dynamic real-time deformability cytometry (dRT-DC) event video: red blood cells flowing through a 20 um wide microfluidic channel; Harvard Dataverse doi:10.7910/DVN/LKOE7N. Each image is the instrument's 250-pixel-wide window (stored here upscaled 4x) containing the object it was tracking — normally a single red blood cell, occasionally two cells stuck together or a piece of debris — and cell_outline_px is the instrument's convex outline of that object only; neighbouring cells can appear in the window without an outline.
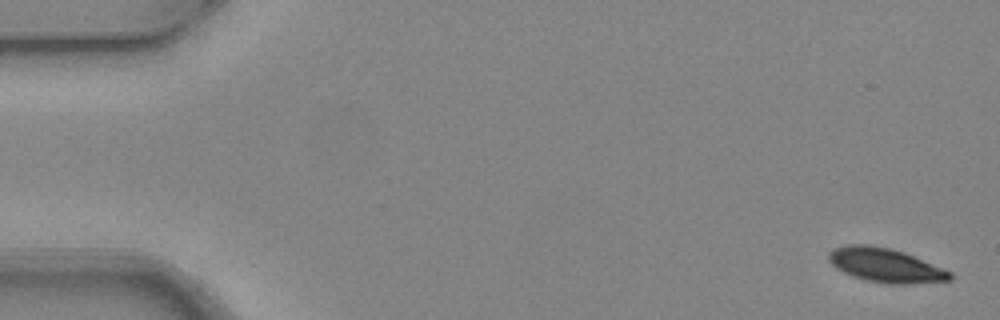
{"species": "common noctule bat (a hibernating species)", "species_latin": "Nyctalus noctula", "temperature_condition": "warm", "stored_images_in_passage": 4, "camera_frame_rate_fps": 3000, "um_per_image_px": 0.085, "animal": {"sex": "female", "body_mass_g": 24.6, "forearm_length_mm": 56.2}, "frame": {"image": 1, "passage_image": 1, "time_ms": 0.0, "image_size_px": [1000, 320], "cell_outline_px": [[952, 280], [912, 284], [892, 284], [864, 280], [852, 276], [836, 268], [828, 260], [828, 252], [836, 248], [848, 244], [868, 244], [888, 248], [904, 252], [952, 272]], "centroid_in_image_um": [75.26, 22.55], "position_along_channel_um": 9.7, "area_um2": 24.04}}